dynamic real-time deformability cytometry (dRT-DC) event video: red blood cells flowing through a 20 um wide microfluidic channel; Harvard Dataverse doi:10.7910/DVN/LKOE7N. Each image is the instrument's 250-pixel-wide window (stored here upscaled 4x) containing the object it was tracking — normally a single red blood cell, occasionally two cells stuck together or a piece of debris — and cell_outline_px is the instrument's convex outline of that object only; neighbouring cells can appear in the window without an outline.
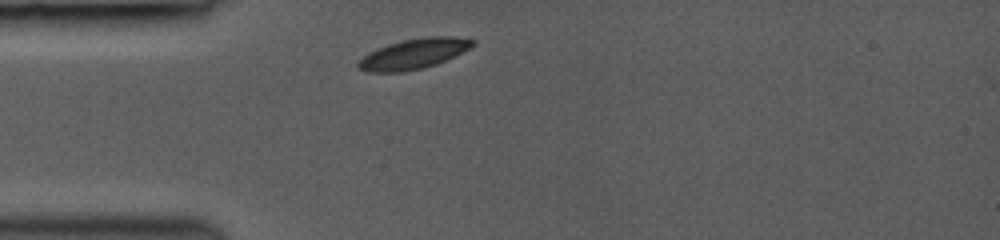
{"species": "common noctule bat (a hibernating species)", "species_latin": "Nyctalus noctula", "temperature_condition": "room temperature", "stored_images_in_passage": 2, "camera_frame_rate_fps": 3000, "um_per_image_px": 0.085, "animal": {"sex": "female", "body_mass_g": 19.0, "forearm_length_mm": 53.3}, "frame": {"image": 1, "passage_image": 1, "time_ms": 0.0, "image_size_px": [1000, 240], "cell_outline_px": [[476, 44], [436, 64], [424, 68], [400, 72], [364, 72], [356, 68], [356, 64], [368, 52], [388, 44], [404, 40], [424, 36], [456, 36], [476, 40]], "centroid_in_image_um": [35.12, 4.57], "position_along_channel_um": 49.9, "area_um2": 20.11}}